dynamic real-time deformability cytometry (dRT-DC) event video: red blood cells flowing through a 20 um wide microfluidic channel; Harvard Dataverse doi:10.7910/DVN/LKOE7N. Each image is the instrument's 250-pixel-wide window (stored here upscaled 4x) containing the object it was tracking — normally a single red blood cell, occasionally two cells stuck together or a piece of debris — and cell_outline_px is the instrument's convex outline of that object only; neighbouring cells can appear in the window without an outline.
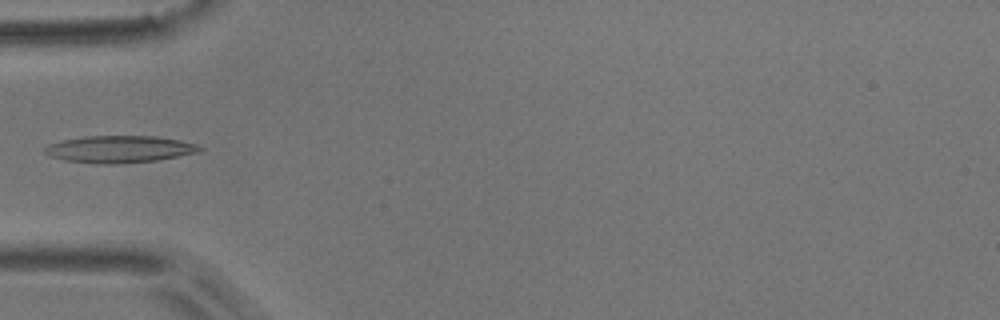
{"species": "common noctule bat (a hibernating species)", "species_latin": "Nyctalus noctula", "temperature_condition": "room temperature", "stored_images_in_passage": 4, "camera_frame_rate_fps": 3000, "um_per_image_px": 0.085, "animal": {"sex": "male", "body_mass_g": 17.9}, "frame": {"image": 1, "passage_image": 4, "time_ms": 1.0, "image_size_px": [1000, 320], "cell_outline_px": [[204, 148], [200, 152], [156, 160], [116, 164], [96, 164], [64, 160], [48, 156], [44, 152], [44, 148], [48, 144], [60, 140], [84, 136], [156, 136], [180, 140], [196, 144]], "centroid_in_image_um": [10.12, 12.68], "position_along_channel_um": 74.9, "area_um2": 24.62}}